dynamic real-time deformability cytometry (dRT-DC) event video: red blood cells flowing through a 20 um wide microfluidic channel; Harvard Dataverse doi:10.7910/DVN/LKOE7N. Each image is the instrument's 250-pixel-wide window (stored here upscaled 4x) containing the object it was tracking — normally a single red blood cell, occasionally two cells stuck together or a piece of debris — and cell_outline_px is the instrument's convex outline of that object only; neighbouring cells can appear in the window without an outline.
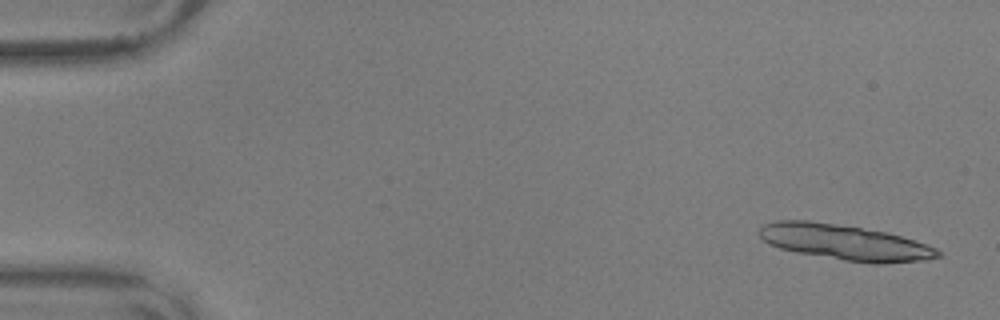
{"species": "common noctule bat (a hibernating species)", "species_latin": "Nyctalus noctula", "temperature_condition": "warm", "stored_images_in_passage": 15, "camera_frame_rate_fps": 3000, "um_per_image_px": 0.085, "animal": {"sex": "male", "body_mass_g": 17.9, "forearm_length_mm": 54.2}, "frame": {"image": 1, "passage_image": 2, "time_ms": 0.333, "image_size_px": [1000, 320], "cell_outline_px": [[944, 256], [928, 260], [884, 264], [876, 264], [844, 260], [796, 252], [780, 248], [764, 240], [760, 236], [760, 228], [764, 224], [776, 220], [808, 220], [836, 224], [888, 232], [928, 244], [936, 248]], "centroid_in_image_um": [71.89, 20.61], "position_along_channel_um": 13.1, "area_um2": 36.93}}